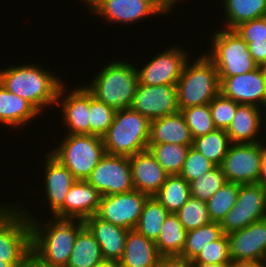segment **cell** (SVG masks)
Segmentation results:
<instances>
[{
    "label": "cell",
    "instance_id": "cell-1",
    "mask_svg": "<svg viewBox=\"0 0 266 267\" xmlns=\"http://www.w3.org/2000/svg\"><path fill=\"white\" fill-rule=\"evenodd\" d=\"M23 210L31 223V250L49 264L66 267L78 233L85 227L84 220L49 217V222H38Z\"/></svg>",
    "mask_w": 266,
    "mask_h": 267
},
{
    "label": "cell",
    "instance_id": "cell-2",
    "mask_svg": "<svg viewBox=\"0 0 266 267\" xmlns=\"http://www.w3.org/2000/svg\"><path fill=\"white\" fill-rule=\"evenodd\" d=\"M0 83L42 113L44 107L56 106L59 89L65 82L37 64H22L0 69Z\"/></svg>",
    "mask_w": 266,
    "mask_h": 267
},
{
    "label": "cell",
    "instance_id": "cell-3",
    "mask_svg": "<svg viewBox=\"0 0 266 267\" xmlns=\"http://www.w3.org/2000/svg\"><path fill=\"white\" fill-rule=\"evenodd\" d=\"M86 89L99 101L118 109L130 108L139 83L137 67L126 61L104 65Z\"/></svg>",
    "mask_w": 266,
    "mask_h": 267
},
{
    "label": "cell",
    "instance_id": "cell-4",
    "mask_svg": "<svg viewBox=\"0 0 266 267\" xmlns=\"http://www.w3.org/2000/svg\"><path fill=\"white\" fill-rule=\"evenodd\" d=\"M198 57L193 63L189 62L190 59L186 62L177 81L179 108L209 104L220 93V81L215 63L205 52Z\"/></svg>",
    "mask_w": 266,
    "mask_h": 267
},
{
    "label": "cell",
    "instance_id": "cell-5",
    "mask_svg": "<svg viewBox=\"0 0 266 267\" xmlns=\"http://www.w3.org/2000/svg\"><path fill=\"white\" fill-rule=\"evenodd\" d=\"M150 120L131 108L116 110L113 123L102 137L106 154L131 157L146 151Z\"/></svg>",
    "mask_w": 266,
    "mask_h": 267
},
{
    "label": "cell",
    "instance_id": "cell-6",
    "mask_svg": "<svg viewBox=\"0 0 266 267\" xmlns=\"http://www.w3.org/2000/svg\"><path fill=\"white\" fill-rule=\"evenodd\" d=\"M55 149L50 154L66 166L77 180H87L106 154L103 139L95 135L66 134Z\"/></svg>",
    "mask_w": 266,
    "mask_h": 267
},
{
    "label": "cell",
    "instance_id": "cell-7",
    "mask_svg": "<svg viewBox=\"0 0 266 267\" xmlns=\"http://www.w3.org/2000/svg\"><path fill=\"white\" fill-rule=\"evenodd\" d=\"M19 206L0 203V259L13 267H22L31 250V223Z\"/></svg>",
    "mask_w": 266,
    "mask_h": 267
},
{
    "label": "cell",
    "instance_id": "cell-8",
    "mask_svg": "<svg viewBox=\"0 0 266 267\" xmlns=\"http://www.w3.org/2000/svg\"><path fill=\"white\" fill-rule=\"evenodd\" d=\"M211 49L205 53L214 63L219 77H232L255 70L248 44L231 29L215 30Z\"/></svg>",
    "mask_w": 266,
    "mask_h": 267
},
{
    "label": "cell",
    "instance_id": "cell-9",
    "mask_svg": "<svg viewBox=\"0 0 266 267\" xmlns=\"http://www.w3.org/2000/svg\"><path fill=\"white\" fill-rule=\"evenodd\" d=\"M266 218V187L261 183L240 185L235 205L222 220L225 235Z\"/></svg>",
    "mask_w": 266,
    "mask_h": 267
},
{
    "label": "cell",
    "instance_id": "cell-10",
    "mask_svg": "<svg viewBox=\"0 0 266 267\" xmlns=\"http://www.w3.org/2000/svg\"><path fill=\"white\" fill-rule=\"evenodd\" d=\"M262 142L231 144L220 165L227 182L239 185L260 183Z\"/></svg>",
    "mask_w": 266,
    "mask_h": 267
},
{
    "label": "cell",
    "instance_id": "cell-11",
    "mask_svg": "<svg viewBox=\"0 0 266 267\" xmlns=\"http://www.w3.org/2000/svg\"><path fill=\"white\" fill-rule=\"evenodd\" d=\"M86 181L102 196L134 190L129 157L105 154Z\"/></svg>",
    "mask_w": 266,
    "mask_h": 267
},
{
    "label": "cell",
    "instance_id": "cell-12",
    "mask_svg": "<svg viewBox=\"0 0 266 267\" xmlns=\"http://www.w3.org/2000/svg\"><path fill=\"white\" fill-rule=\"evenodd\" d=\"M187 53L180 46H172L153 57L143 68L137 66L139 84L176 85L189 60Z\"/></svg>",
    "mask_w": 266,
    "mask_h": 267
},
{
    "label": "cell",
    "instance_id": "cell-13",
    "mask_svg": "<svg viewBox=\"0 0 266 267\" xmlns=\"http://www.w3.org/2000/svg\"><path fill=\"white\" fill-rule=\"evenodd\" d=\"M148 197L137 190L102 196L96 215L116 226L133 230Z\"/></svg>",
    "mask_w": 266,
    "mask_h": 267
},
{
    "label": "cell",
    "instance_id": "cell-14",
    "mask_svg": "<svg viewBox=\"0 0 266 267\" xmlns=\"http://www.w3.org/2000/svg\"><path fill=\"white\" fill-rule=\"evenodd\" d=\"M220 93L238 104L266 110V72L264 67L232 77H219Z\"/></svg>",
    "mask_w": 266,
    "mask_h": 267
},
{
    "label": "cell",
    "instance_id": "cell-15",
    "mask_svg": "<svg viewBox=\"0 0 266 267\" xmlns=\"http://www.w3.org/2000/svg\"><path fill=\"white\" fill-rule=\"evenodd\" d=\"M130 108L147 117L150 121L175 114L180 111L176 85L138 83Z\"/></svg>",
    "mask_w": 266,
    "mask_h": 267
},
{
    "label": "cell",
    "instance_id": "cell-16",
    "mask_svg": "<svg viewBox=\"0 0 266 267\" xmlns=\"http://www.w3.org/2000/svg\"><path fill=\"white\" fill-rule=\"evenodd\" d=\"M90 12L102 17L106 23L133 24L145 17L162 14L149 0H81Z\"/></svg>",
    "mask_w": 266,
    "mask_h": 267
},
{
    "label": "cell",
    "instance_id": "cell-17",
    "mask_svg": "<svg viewBox=\"0 0 266 267\" xmlns=\"http://www.w3.org/2000/svg\"><path fill=\"white\" fill-rule=\"evenodd\" d=\"M227 238L232 262L266 261V218L229 233Z\"/></svg>",
    "mask_w": 266,
    "mask_h": 267
},
{
    "label": "cell",
    "instance_id": "cell-18",
    "mask_svg": "<svg viewBox=\"0 0 266 267\" xmlns=\"http://www.w3.org/2000/svg\"><path fill=\"white\" fill-rule=\"evenodd\" d=\"M65 90L63 84L59 89L56 105L62 108V122L68 128L66 134L90 135V92L85 86L79 85L67 96L64 95Z\"/></svg>",
    "mask_w": 266,
    "mask_h": 267
},
{
    "label": "cell",
    "instance_id": "cell-19",
    "mask_svg": "<svg viewBox=\"0 0 266 267\" xmlns=\"http://www.w3.org/2000/svg\"><path fill=\"white\" fill-rule=\"evenodd\" d=\"M44 192L52 217L64 218V201L69 189L76 182L72 172L49 152L45 154ZM47 195V197H46Z\"/></svg>",
    "mask_w": 266,
    "mask_h": 267
},
{
    "label": "cell",
    "instance_id": "cell-20",
    "mask_svg": "<svg viewBox=\"0 0 266 267\" xmlns=\"http://www.w3.org/2000/svg\"><path fill=\"white\" fill-rule=\"evenodd\" d=\"M263 113V114H262ZM266 110L254 105L239 104L235 116L225 130L233 144L260 143L261 133L266 122ZM263 119V120H262ZM262 128V129H261Z\"/></svg>",
    "mask_w": 266,
    "mask_h": 267
},
{
    "label": "cell",
    "instance_id": "cell-21",
    "mask_svg": "<svg viewBox=\"0 0 266 267\" xmlns=\"http://www.w3.org/2000/svg\"><path fill=\"white\" fill-rule=\"evenodd\" d=\"M129 159L134 190L149 197L155 196L165 183L168 174L148 150L136 153Z\"/></svg>",
    "mask_w": 266,
    "mask_h": 267
},
{
    "label": "cell",
    "instance_id": "cell-22",
    "mask_svg": "<svg viewBox=\"0 0 266 267\" xmlns=\"http://www.w3.org/2000/svg\"><path fill=\"white\" fill-rule=\"evenodd\" d=\"M84 223L98 242L103 259L119 261L123 256L129 230L105 221L96 214L86 218Z\"/></svg>",
    "mask_w": 266,
    "mask_h": 267
},
{
    "label": "cell",
    "instance_id": "cell-23",
    "mask_svg": "<svg viewBox=\"0 0 266 267\" xmlns=\"http://www.w3.org/2000/svg\"><path fill=\"white\" fill-rule=\"evenodd\" d=\"M102 195L86 180H76L64 201V218L80 219L97 213Z\"/></svg>",
    "mask_w": 266,
    "mask_h": 267
},
{
    "label": "cell",
    "instance_id": "cell-24",
    "mask_svg": "<svg viewBox=\"0 0 266 267\" xmlns=\"http://www.w3.org/2000/svg\"><path fill=\"white\" fill-rule=\"evenodd\" d=\"M163 143L193 145L191 131L180 111L150 121L148 144Z\"/></svg>",
    "mask_w": 266,
    "mask_h": 267
},
{
    "label": "cell",
    "instance_id": "cell-25",
    "mask_svg": "<svg viewBox=\"0 0 266 267\" xmlns=\"http://www.w3.org/2000/svg\"><path fill=\"white\" fill-rule=\"evenodd\" d=\"M161 257L155 241L133 229L127 232L123 256L119 263L121 267H156Z\"/></svg>",
    "mask_w": 266,
    "mask_h": 267
},
{
    "label": "cell",
    "instance_id": "cell-26",
    "mask_svg": "<svg viewBox=\"0 0 266 267\" xmlns=\"http://www.w3.org/2000/svg\"><path fill=\"white\" fill-rule=\"evenodd\" d=\"M41 113L27 100L9 92L0 83V123L19 128ZM26 123V124H25Z\"/></svg>",
    "mask_w": 266,
    "mask_h": 267
},
{
    "label": "cell",
    "instance_id": "cell-27",
    "mask_svg": "<svg viewBox=\"0 0 266 267\" xmlns=\"http://www.w3.org/2000/svg\"><path fill=\"white\" fill-rule=\"evenodd\" d=\"M224 29L234 30L241 23L266 16V0H222Z\"/></svg>",
    "mask_w": 266,
    "mask_h": 267
},
{
    "label": "cell",
    "instance_id": "cell-28",
    "mask_svg": "<svg viewBox=\"0 0 266 267\" xmlns=\"http://www.w3.org/2000/svg\"><path fill=\"white\" fill-rule=\"evenodd\" d=\"M186 233L177 214L169 213L155 241L159 253L162 256H179L185 245Z\"/></svg>",
    "mask_w": 266,
    "mask_h": 267
},
{
    "label": "cell",
    "instance_id": "cell-29",
    "mask_svg": "<svg viewBox=\"0 0 266 267\" xmlns=\"http://www.w3.org/2000/svg\"><path fill=\"white\" fill-rule=\"evenodd\" d=\"M154 197L169 213H177L191 197L190 184L180 175H168Z\"/></svg>",
    "mask_w": 266,
    "mask_h": 267
},
{
    "label": "cell",
    "instance_id": "cell-30",
    "mask_svg": "<svg viewBox=\"0 0 266 267\" xmlns=\"http://www.w3.org/2000/svg\"><path fill=\"white\" fill-rule=\"evenodd\" d=\"M102 259L98 242L85 226L78 233L66 267H94Z\"/></svg>",
    "mask_w": 266,
    "mask_h": 267
},
{
    "label": "cell",
    "instance_id": "cell-31",
    "mask_svg": "<svg viewBox=\"0 0 266 267\" xmlns=\"http://www.w3.org/2000/svg\"><path fill=\"white\" fill-rule=\"evenodd\" d=\"M231 141L224 129H215L206 135L193 139V145L215 166H220L228 153Z\"/></svg>",
    "mask_w": 266,
    "mask_h": 267
},
{
    "label": "cell",
    "instance_id": "cell-32",
    "mask_svg": "<svg viewBox=\"0 0 266 267\" xmlns=\"http://www.w3.org/2000/svg\"><path fill=\"white\" fill-rule=\"evenodd\" d=\"M168 214L169 212L154 196L148 197L144 203L135 230L146 238L156 241Z\"/></svg>",
    "mask_w": 266,
    "mask_h": 267
},
{
    "label": "cell",
    "instance_id": "cell-33",
    "mask_svg": "<svg viewBox=\"0 0 266 267\" xmlns=\"http://www.w3.org/2000/svg\"><path fill=\"white\" fill-rule=\"evenodd\" d=\"M191 146L172 143L148 144L147 150L168 175H179Z\"/></svg>",
    "mask_w": 266,
    "mask_h": 267
},
{
    "label": "cell",
    "instance_id": "cell-34",
    "mask_svg": "<svg viewBox=\"0 0 266 267\" xmlns=\"http://www.w3.org/2000/svg\"><path fill=\"white\" fill-rule=\"evenodd\" d=\"M223 234L221 224L213 221L199 228L187 231L185 245L179 256L191 262L207 244L218 240Z\"/></svg>",
    "mask_w": 266,
    "mask_h": 267
},
{
    "label": "cell",
    "instance_id": "cell-35",
    "mask_svg": "<svg viewBox=\"0 0 266 267\" xmlns=\"http://www.w3.org/2000/svg\"><path fill=\"white\" fill-rule=\"evenodd\" d=\"M240 185L232 182L224 184L207 202V209L213 222L221 223L235 205Z\"/></svg>",
    "mask_w": 266,
    "mask_h": 267
},
{
    "label": "cell",
    "instance_id": "cell-36",
    "mask_svg": "<svg viewBox=\"0 0 266 267\" xmlns=\"http://www.w3.org/2000/svg\"><path fill=\"white\" fill-rule=\"evenodd\" d=\"M226 183L221 166H215L189 183L191 196L207 202Z\"/></svg>",
    "mask_w": 266,
    "mask_h": 267
},
{
    "label": "cell",
    "instance_id": "cell-37",
    "mask_svg": "<svg viewBox=\"0 0 266 267\" xmlns=\"http://www.w3.org/2000/svg\"><path fill=\"white\" fill-rule=\"evenodd\" d=\"M179 109L185 118L193 139L216 129L209 104Z\"/></svg>",
    "mask_w": 266,
    "mask_h": 267
},
{
    "label": "cell",
    "instance_id": "cell-38",
    "mask_svg": "<svg viewBox=\"0 0 266 267\" xmlns=\"http://www.w3.org/2000/svg\"><path fill=\"white\" fill-rule=\"evenodd\" d=\"M176 214L186 231L212 222L206 202L192 196Z\"/></svg>",
    "mask_w": 266,
    "mask_h": 267
},
{
    "label": "cell",
    "instance_id": "cell-39",
    "mask_svg": "<svg viewBox=\"0 0 266 267\" xmlns=\"http://www.w3.org/2000/svg\"><path fill=\"white\" fill-rule=\"evenodd\" d=\"M90 135L103 137L113 123L116 109L96 99L90 93Z\"/></svg>",
    "mask_w": 266,
    "mask_h": 267
},
{
    "label": "cell",
    "instance_id": "cell-40",
    "mask_svg": "<svg viewBox=\"0 0 266 267\" xmlns=\"http://www.w3.org/2000/svg\"><path fill=\"white\" fill-rule=\"evenodd\" d=\"M239 104L219 93L210 103L212 119L217 129L226 130L235 116Z\"/></svg>",
    "mask_w": 266,
    "mask_h": 267
},
{
    "label": "cell",
    "instance_id": "cell-41",
    "mask_svg": "<svg viewBox=\"0 0 266 267\" xmlns=\"http://www.w3.org/2000/svg\"><path fill=\"white\" fill-rule=\"evenodd\" d=\"M191 262H203L207 264H231L229 254V241L223 234L218 240L213 241L201 250L200 254Z\"/></svg>",
    "mask_w": 266,
    "mask_h": 267
},
{
    "label": "cell",
    "instance_id": "cell-42",
    "mask_svg": "<svg viewBox=\"0 0 266 267\" xmlns=\"http://www.w3.org/2000/svg\"><path fill=\"white\" fill-rule=\"evenodd\" d=\"M214 167L215 165L211 161L191 146L179 175L190 183L197 179L198 176L210 171Z\"/></svg>",
    "mask_w": 266,
    "mask_h": 267
},
{
    "label": "cell",
    "instance_id": "cell-43",
    "mask_svg": "<svg viewBox=\"0 0 266 267\" xmlns=\"http://www.w3.org/2000/svg\"><path fill=\"white\" fill-rule=\"evenodd\" d=\"M234 31L246 42H266V16L238 25Z\"/></svg>",
    "mask_w": 266,
    "mask_h": 267
},
{
    "label": "cell",
    "instance_id": "cell-44",
    "mask_svg": "<svg viewBox=\"0 0 266 267\" xmlns=\"http://www.w3.org/2000/svg\"><path fill=\"white\" fill-rule=\"evenodd\" d=\"M254 62L261 67L266 65V42L247 43Z\"/></svg>",
    "mask_w": 266,
    "mask_h": 267
},
{
    "label": "cell",
    "instance_id": "cell-45",
    "mask_svg": "<svg viewBox=\"0 0 266 267\" xmlns=\"http://www.w3.org/2000/svg\"><path fill=\"white\" fill-rule=\"evenodd\" d=\"M156 267H191V263L180 256H162Z\"/></svg>",
    "mask_w": 266,
    "mask_h": 267
},
{
    "label": "cell",
    "instance_id": "cell-46",
    "mask_svg": "<svg viewBox=\"0 0 266 267\" xmlns=\"http://www.w3.org/2000/svg\"><path fill=\"white\" fill-rule=\"evenodd\" d=\"M22 267H56L43 261L38 255H36L32 250H30L23 260Z\"/></svg>",
    "mask_w": 266,
    "mask_h": 267
},
{
    "label": "cell",
    "instance_id": "cell-47",
    "mask_svg": "<svg viewBox=\"0 0 266 267\" xmlns=\"http://www.w3.org/2000/svg\"><path fill=\"white\" fill-rule=\"evenodd\" d=\"M153 5H155L164 15L175 8L174 5L180 0H149Z\"/></svg>",
    "mask_w": 266,
    "mask_h": 267
},
{
    "label": "cell",
    "instance_id": "cell-48",
    "mask_svg": "<svg viewBox=\"0 0 266 267\" xmlns=\"http://www.w3.org/2000/svg\"><path fill=\"white\" fill-rule=\"evenodd\" d=\"M231 267H266V261H239L232 262Z\"/></svg>",
    "mask_w": 266,
    "mask_h": 267
},
{
    "label": "cell",
    "instance_id": "cell-49",
    "mask_svg": "<svg viewBox=\"0 0 266 267\" xmlns=\"http://www.w3.org/2000/svg\"><path fill=\"white\" fill-rule=\"evenodd\" d=\"M260 183L266 187V146L264 145L263 142H262Z\"/></svg>",
    "mask_w": 266,
    "mask_h": 267
},
{
    "label": "cell",
    "instance_id": "cell-50",
    "mask_svg": "<svg viewBox=\"0 0 266 267\" xmlns=\"http://www.w3.org/2000/svg\"><path fill=\"white\" fill-rule=\"evenodd\" d=\"M94 267H121L119 261L102 259Z\"/></svg>",
    "mask_w": 266,
    "mask_h": 267
},
{
    "label": "cell",
    "instance_id": "cell-51",
    "mask_svg": "<svg viewBox=\"0 0 266 267\" xmlns=\"http://www.w3.org/2000/svg\"><path fill=\"white\" fill-rule=\"evenodd\" d=\"M191 267H231V264H207L203 262H190Z\"/></svg>",
    "mask_w": 266,
    "mask_h": 267
},
{
    "label": "cell",
    "instance_id": "cell-52",
    "mask_svg": "<svg viewBox=\"0 0 266 267\" xmlns=\"http://www.w3.org/2000/svg\"><path fill=\"white\" fill-rule=\"evenodd\" d=\"M0 267H13L10 263H6V259H0Z\"/></svg>",
    "mask_w": 266,
    "mask_h": 267
}]
</instances>
